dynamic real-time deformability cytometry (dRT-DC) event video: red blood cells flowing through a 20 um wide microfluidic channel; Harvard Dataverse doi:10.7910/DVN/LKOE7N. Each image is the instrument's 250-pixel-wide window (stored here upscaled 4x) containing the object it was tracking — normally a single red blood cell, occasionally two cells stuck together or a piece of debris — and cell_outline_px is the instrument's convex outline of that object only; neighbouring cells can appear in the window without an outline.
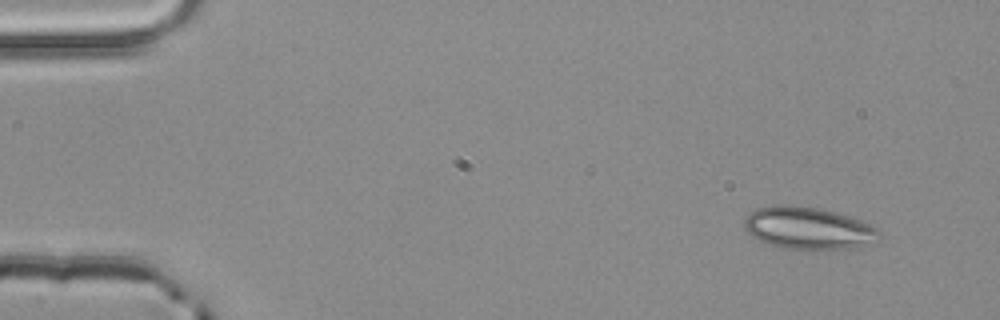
{"species": "common noctule bat (a hibernating species)", "species_latin": "Nyctalus noctula", "temperature_condition": "room temperature", "stored_images_in_passage": 4, "camera_frame_rate_fps": 3000, "um_per_image_px": 0.085, "animal": {"sex": "male", "body_mass_g": 20.4}, "frame": {"image": 1, "passage_image": 4, "time_ms": 1.0, "image_size_px": [1000, 320], "cell_outline_px": [[884, 236], [852, 248], [828, 252], [784, 248], [760, 240], [748, 232], [744, 228], [744, 220], [756, 208], [784, 204], [792, 204], [820, 208], [836, 212], [860, 220], [876, 228]], "centroid_in_image_um": [68.72, 19.41], "position_along_channel_um": 16.3, "area_um2": 33.47}}